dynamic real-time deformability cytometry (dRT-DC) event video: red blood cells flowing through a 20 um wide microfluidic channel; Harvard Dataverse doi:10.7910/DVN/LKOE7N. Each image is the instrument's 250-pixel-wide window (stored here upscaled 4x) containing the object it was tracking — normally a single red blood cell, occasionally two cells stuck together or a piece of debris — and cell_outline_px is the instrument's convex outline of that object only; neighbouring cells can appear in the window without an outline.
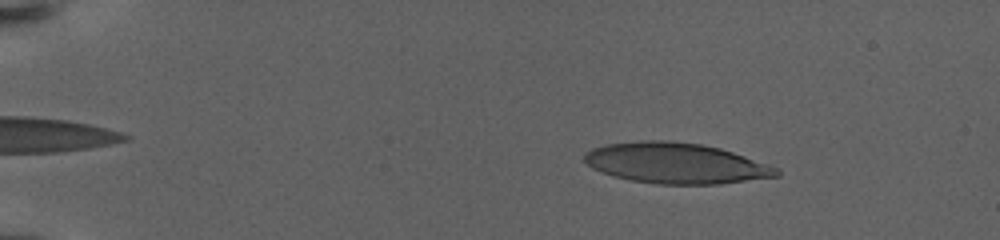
{"species": "human", "species_latin": "Homo sapiens", "temperature_condition": "warm", "stored_images_in_passage": 107, "camera_frame_rate_fps": 3000, "um_per_image_px": 0.085, "donor": {"sex": "female"}, "frame": {"image": 1, "passage_image": 5, "time_ms": 0.667, "image_size_px": [1000, 240], "cell_outline_px": [[780, 176], [716, 184], [656, 184], [632, 180], [616, 176], [592, 168], [584, 160], [584, 152], [592, 148], [604, 144], [640, 140], [672, 140], [700, 144], [720, 148], [780, 168]], "centroid_in_image_um": [57.44, 13.86], "position_along_channel_um": 27.6, "area_um2": 45.49}}
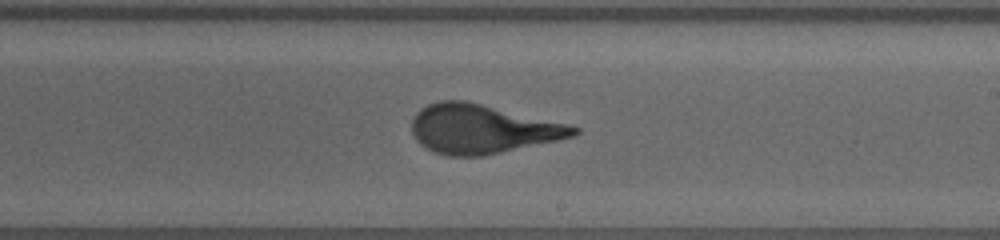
{"frame": {"image": 2, "passage_image": 65, "time_ms": 12.0, "image_size_px": [1000, 240], "cell_outline_px": [[580, 132], [572, 136], [556, 140], [484, 156], [448, 156], [436, 152], [420, 144], [416, 140], [412, 132], [412, 116], [420, 108], [428, 104], [440, 100], [464, 100], [568, 124], [580, 128]], "centroid_in_image_um": [40.93, 10.96], "position_along_channel_um": 248.1, "area_um2": 45.89}}
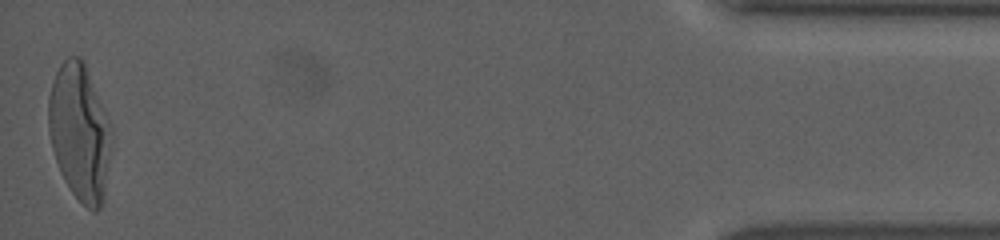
{"frame": {"image": 3, "passage_image": 107, "time_ms": 21.0, "image_size_px": [1000, 240], "cell_outline_px": [[112, 128], [104, 200], [100, 208], [96, 212], [92, 212], [72, 192], [64, 180], [60, 172], [52, 148], [48, 128], [48, 96], [56, 72], [60, 64], [68, 56], [80, 56], [84, 64]], "centroid_in_image_um": [6.75, 11.26], "position_along_channel_um": 428.4, "area_um2": 49.53}, "authors_computed_cell_mechanics": {"area_um2": 45.7776, "velocity_mm_per_s": 2.8594, "shape_relaxation_time_tau1_ms": 6.5141, "shape_relaxation_time_tau2_ms": null, "deformation_change_tau1": 0.2918, "deformation_change_tau2": null}}